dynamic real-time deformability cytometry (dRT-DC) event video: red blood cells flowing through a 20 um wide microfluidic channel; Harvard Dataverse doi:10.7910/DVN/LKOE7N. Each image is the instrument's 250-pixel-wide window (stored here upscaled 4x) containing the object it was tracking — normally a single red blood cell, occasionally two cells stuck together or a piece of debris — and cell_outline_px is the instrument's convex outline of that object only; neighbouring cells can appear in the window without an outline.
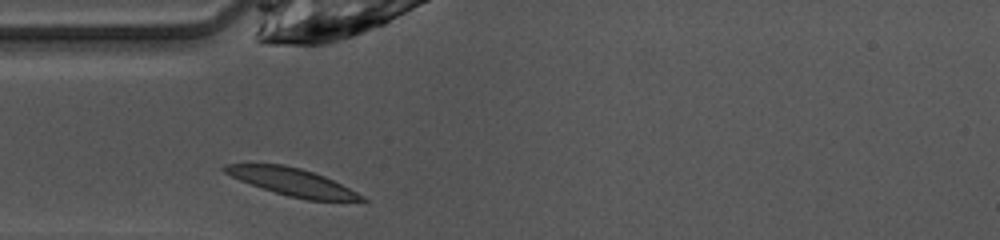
{"species": "common noctule bat (a hibernating species)", "species_latin": "Nyctalus noctula", "temperature_condition": "warm", "stored_images_in_passage": 26, "camera_frame_rate_fps": 3000, "um_per_image_px": 0.085, "animal": {"sex": "female", "body_mass_g": 10.0, "forearm_length_mm": 53.1}, "frame": {"image": 1, "passage_image": 1, "time_ms": 0.0, "image_size_px": [1000, 240], "cell_outline_px": [[368, 200], [308, 200], [288, 196], [240, 180], [224, 172], [220, 168], [224, 164], [284, 164], [300, 168], [324, 176], [364, 196]], "centroid_in_image_um": [24.79, 15.45], "position_along_channel_um": 60.2, "area_um2": 21.39}}
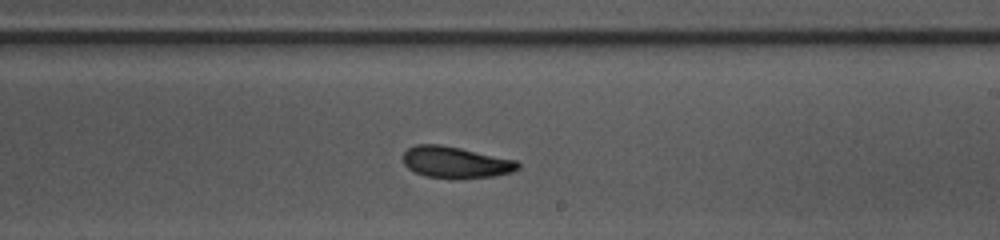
{"frame": {"image": 2, "passage_image": 15, "time_ms": 4.667, "image_size_px": [1000, 240], "cell_outline_px": [[520, 168], [512, 172], [492, 176], [452, 180], [424, 176], [408, 168], [404, 164], [404, 152], [408, 148], [416, 144], [440, 144], [460, 148], [516, 160], [520, 164]], "centroid_in_image_um": [38.72, 13.81], "position_along_channel_um": 250.3, "area_um2": 21.27}}
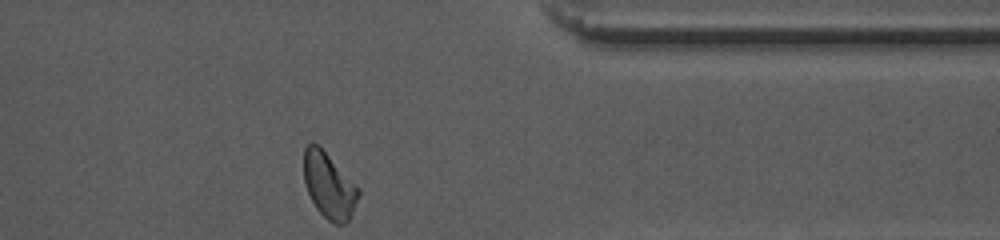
{"frame": {"image": 3, "passage_image": 26, "time_ms": 8.333, "image_size_px": [1000, 240], "cell_outline_px": [[360, 196], [348, 224], [336, 224], [328, 220], [316, 208], [304, 184], [304, 148], [312, 140], [320, 144], [360, 188]], "centroid_in_image_um": [27.99, 15.73], "position_along_channel_um": 383.4, "area_um2": 21.5}, "authors_computed_cell_mechanics": {"area_um2": 21.097, "velocity_mm_per_s": 4.0704, "shape_relaxation_time_tau1_ms": 3.4462, "shape_relaxation_time_tau2_ms": 2.5242, "deformation_change_tau1": 0.1509, "deformation_change_tau2": 0.0905}}